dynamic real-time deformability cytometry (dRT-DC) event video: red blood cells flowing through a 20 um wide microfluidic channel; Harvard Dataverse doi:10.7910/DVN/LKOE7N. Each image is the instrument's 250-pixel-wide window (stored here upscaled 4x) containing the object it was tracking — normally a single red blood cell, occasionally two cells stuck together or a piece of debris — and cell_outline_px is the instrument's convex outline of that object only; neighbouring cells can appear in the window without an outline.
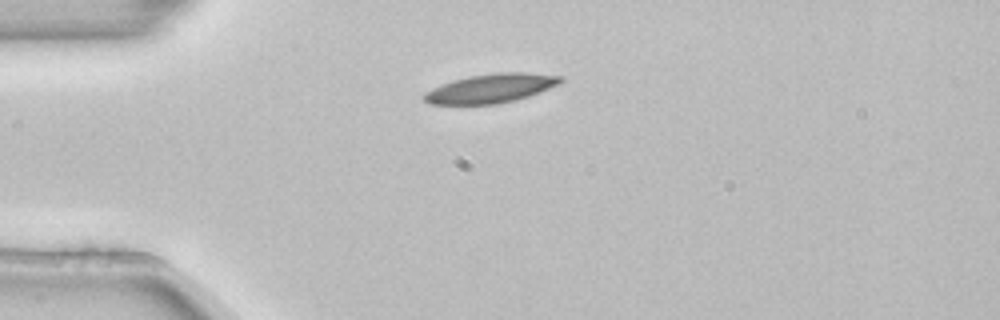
{"species": "common noctule bat (a hibernating species)", "species_latin": "Nyctalus noctula", "temperature_condition": "room temperature", "stored_images_in_passage": 2, "camera_frame_rate_fps": 3000, "um_per_image_px": 0.085, "animal": {"sex": "female", "body_mass_g": 22.7, "forearm_length_mm": 54.2}, "frame": {"image": 1, "passage_image": 1, "time_ms": 0.0, "image_size_px": [1000, 320], "cell_outline_px": [[564, 80], [560, 84], [540, 92], [516, 100], [496, 104], [428, 104], [424, 100], [424, 92], [440, 84], [452, 80], [468, 76], [496, 72], [524, 72], [564, 76]], "centroid_in_image_um": [41.74, 7.5], "position_along_channel_um": 43.3, "area_um2": 23.29}}